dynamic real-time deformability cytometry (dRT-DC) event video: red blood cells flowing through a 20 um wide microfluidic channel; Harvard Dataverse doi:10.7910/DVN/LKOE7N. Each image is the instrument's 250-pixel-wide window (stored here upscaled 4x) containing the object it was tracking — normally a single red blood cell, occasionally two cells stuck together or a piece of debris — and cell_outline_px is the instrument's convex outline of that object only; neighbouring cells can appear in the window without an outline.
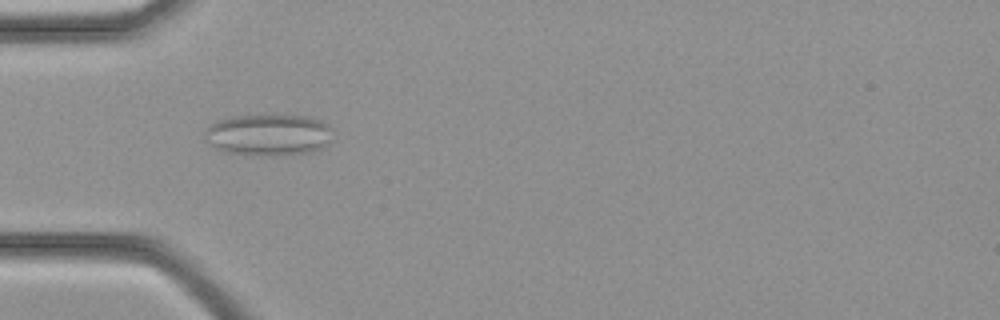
{"species": "common noctule bat (a hibernating species)", "species_latin": "Nyctalus noctula", "temperature_condition": "cold", "stored_images_in_passage": 36, "camera_frame_rate_fps": 3000, "um_per_image_px": 0.085, "animal": {"sex": "female", "body_mass_g": 21.9}, "frame": {"image": 1, "passage_image": 11, "time_ms": 3.333, "image_size_px": [1000, 320], "cell_outline_px": [[332, 140], [324, 148], [312, 152], [272, 156], [256, 156], [228, 152], [216, 148], [208, 144], [204, 136], [204, 132], [208, 124], [232, 116], [268, 112], [308, 116], [324, 120], [332, 128]], "centroid_in_image_um": [22.86, 11.42], "position_along_channel_um": 62.1, "area_um2": 32.6}}
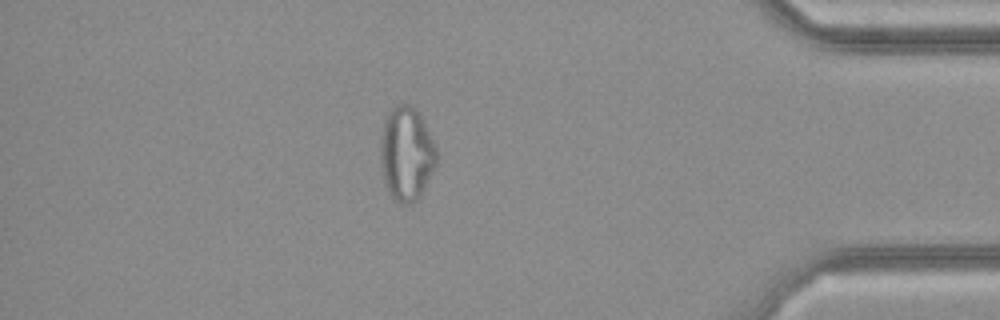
{"frame": {"image": 2, "passage_image": 31, "time_ms": 10.0, "image_size_px": [1000, 320], "cell_outline_px": [[436, 164], [416, 200], [412, 204], [404, 204], [396, 200], [388, 192], [384, 184], [380, 164], [380, 144], [384, 120], [388, 112], [392, 108], [400, 104], [408, 104], [420, 112], [436, 148]], "centroid_in_image_um": [34.51, 13.04], "position_along_channel_um": 400.7, "area_um2": 30.52}}